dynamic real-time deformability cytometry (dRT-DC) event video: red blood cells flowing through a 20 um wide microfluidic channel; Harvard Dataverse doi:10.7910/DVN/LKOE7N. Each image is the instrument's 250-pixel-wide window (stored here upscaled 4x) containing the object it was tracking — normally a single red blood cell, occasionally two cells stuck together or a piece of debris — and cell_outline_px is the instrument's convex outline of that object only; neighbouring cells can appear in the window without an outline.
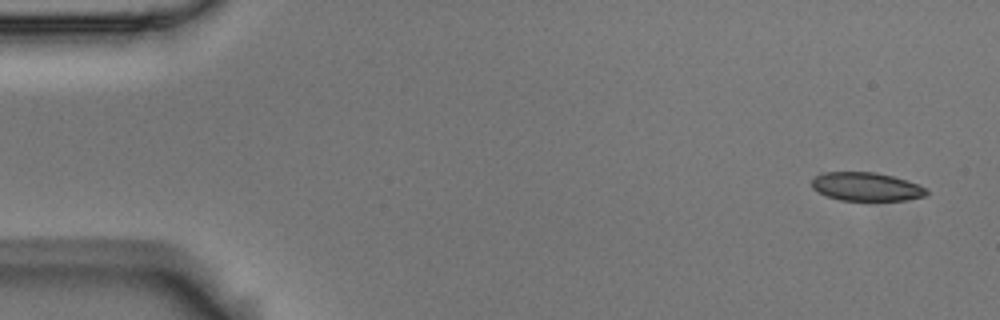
{"species": "Egyptian fruit bat (a non-hibernating species)", "species_latin": "Rousettus aegyptiacus", "temperature_condition": "room temperature", "stored_images_in_passage": 6, "camera_frame_rate_fps": 3000, "um_per_image_px": 0.085, "animal": {"sex": "male"}, "frame": {"image": 1, "passage_image": 1, "time_ms": 0.0, "image_size_px": [1000, 320], "cell_outline_px": [[928, 192], [924, 196], [908, 200], [840, 200], [828, 196], [812, 188], [812, 180], [820, 172], [876, 172], [892, 176], [920, 184]], "centroid_in_image_um": [73.63, 15.86], "position_along_channel_um": 11.4, "area_um2": 18.96}}
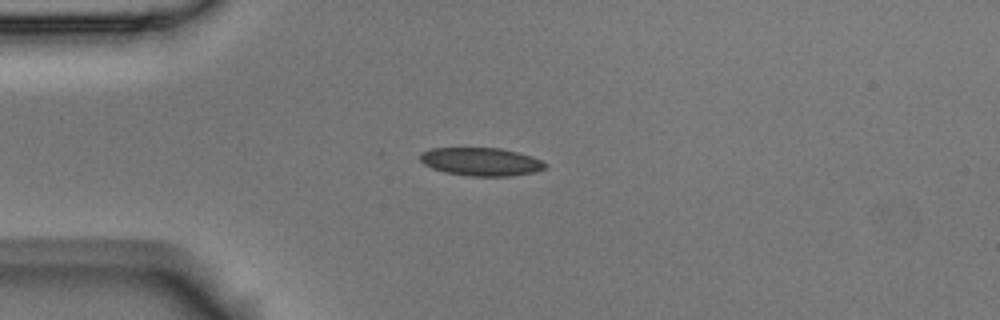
{"frame": {"image": 2, "passage_image": 4, "time_ms": 1.0, "image_size_px": [1000, 320], "cell_outline_px": [[548, 168], [532, 172], [512, 176], [468, 176], [444, 172], [432, 168], [424, 164], [420, 160], [420, 152], [432, 148], [500, 148], [532, 156], [548, 164]], "centroid_in_image_um": [40.89, 13.75], "position_along_channel_um": 44.1, "area_um2": 20.58}}
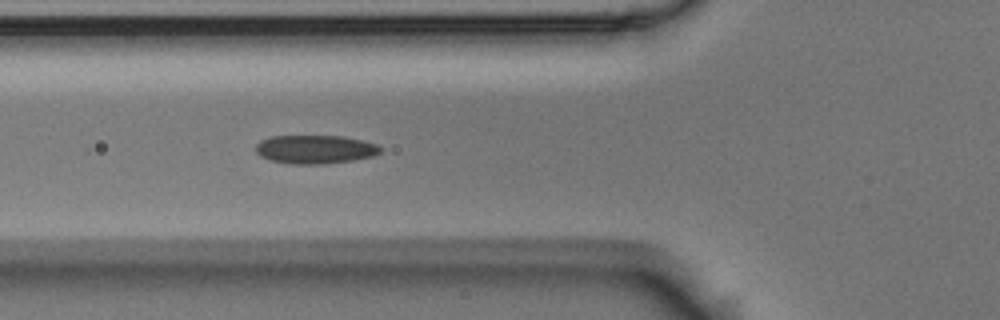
{"frame": {"image": 3, "passage_image": 6, "time_ms": 1.667, "image_size_px": [1000, 320], "cell_outline_px": [[384, 148], [380, 152], [372, 156], [352, 160], [324, 164], [292, 164], [272, 160], [260, 156], [256, 152], [256, 144], [260, 140], [272, 136], [344, 136], [376, 144]], "centroid_in_image_um": [26.78, 12.69], "position_along_channel_um": 99.0, "area_um2": 20.69}}